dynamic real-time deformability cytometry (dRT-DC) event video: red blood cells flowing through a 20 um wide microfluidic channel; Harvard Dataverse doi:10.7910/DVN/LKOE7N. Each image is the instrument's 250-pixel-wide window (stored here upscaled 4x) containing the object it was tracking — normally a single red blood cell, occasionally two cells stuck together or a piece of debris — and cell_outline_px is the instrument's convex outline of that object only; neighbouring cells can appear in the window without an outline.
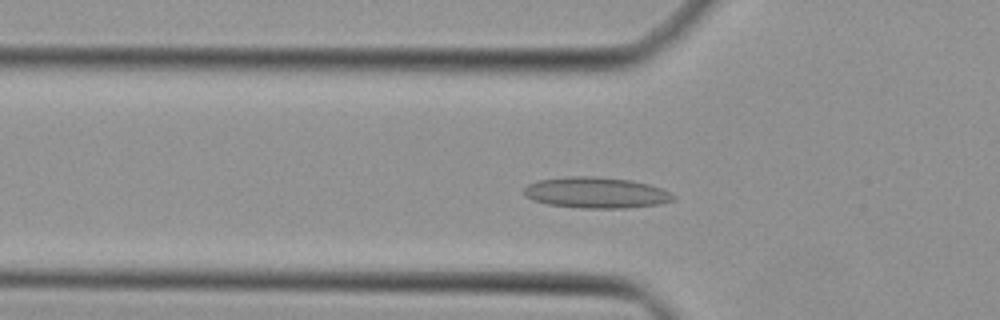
{"species": "Egyptian fruit bat (a non-hibernating species)", "species_latin": "Rousettus aegyptiacus", "temperature_condition": "cold", "stored_images_in_passage": 44, "camera_frame_rate_fps": 3000, "um_per_image_px": 0.085, "animal": {"sex": "female"}, "frame": {"image": 1, "passage_image": 12, "time_ms": 3.667, "image_size_px": [1000, 320], "cell_outline_px": [[676, 196], [672, 200], [660, 204], [624, 208], [584, 208], [548, 204], [532, 200], [524, 196], [524, 188], [528, 184], [536, 180], [568, 176], [592, 176], [632, 180], [648, 184], [672, 192]], "centroid_in_image_um": [50.65, 16.37], "position_along_channel_um": 75.2, "area_um2": 27.05}}
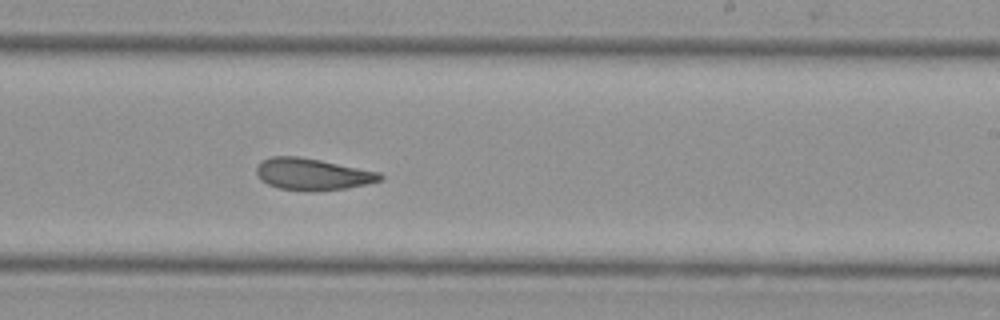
{"frame": {"image": 2, "passage_image": 25, "time_ms": 8.0, "image_size_px": [1000, 320], "cell_outline_px": [[384, 176], [380, 180], [364, 184], [344, 188], [312, 192], [304, 192], [280, 188], [268, 184], [260, 180], [256, 172], [256, 168], [264, 160], [272, 156], [296, 156], [320, 160], [380, 172]], "centroid_in_image_um": [26.54, 14.82], "position_along_channel_um": 262.5, "area_um2": 22.72}}
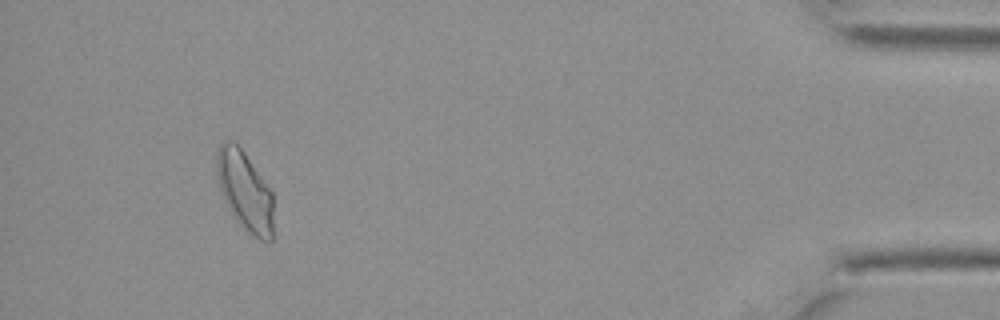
{"frame": {"image": 3, "passage_image": 40, "time_ms": 13.0, "image_size_px": [1000, 320], "cell_outline_px": [[272, 240], [268, 244], [260, 240], [248, 232], [236, 220], [228, 208], [224, 200], [220, 188], [216, 172], [216, 152], [220, 144], [224, 140], [228, 140], [236, 144], [244, 152], [272, 192]], "centroid_in_image_um": [20.8, 16.24], "position_along_channel_um": 414.4, "area_um2": 26.13}}